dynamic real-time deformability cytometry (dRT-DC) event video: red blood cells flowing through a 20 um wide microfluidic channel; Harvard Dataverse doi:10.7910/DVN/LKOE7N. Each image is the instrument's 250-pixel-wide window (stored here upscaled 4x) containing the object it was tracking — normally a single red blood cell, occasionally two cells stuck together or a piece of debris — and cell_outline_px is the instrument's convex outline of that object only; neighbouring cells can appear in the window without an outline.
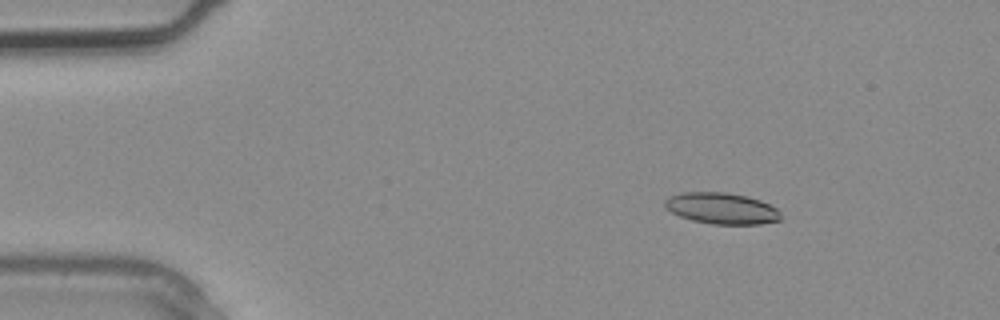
{"species": "common noctule bat (a hibernating species)", "species_latin": "Nyctalus noctula", "temperature_condition": "warm", "stored_images_in_passage": 2, "camera_frame_rate_fps": 3000, "um_per_image_px": 0.085, "animal": {"sex": "male", "body_mass_g": 20.4}, "frame": {"image": 1, "passage_image": 1, "time_ms": 0.0, "image_size_px": [1000, 320], "cell_outline_px": [[784, 220], [760, 224], [712, 224], [692, 220], [680, 216], [664, 208], [664, 200], [668, 196], [680, 192], [724, 192], [744, 196], [760, 200], [776, 208], [780, 212]], "centroid_in_image_um": [61.33, 17.71], "position_along_channel_um": 23.7, "area_um2": 21.27}}